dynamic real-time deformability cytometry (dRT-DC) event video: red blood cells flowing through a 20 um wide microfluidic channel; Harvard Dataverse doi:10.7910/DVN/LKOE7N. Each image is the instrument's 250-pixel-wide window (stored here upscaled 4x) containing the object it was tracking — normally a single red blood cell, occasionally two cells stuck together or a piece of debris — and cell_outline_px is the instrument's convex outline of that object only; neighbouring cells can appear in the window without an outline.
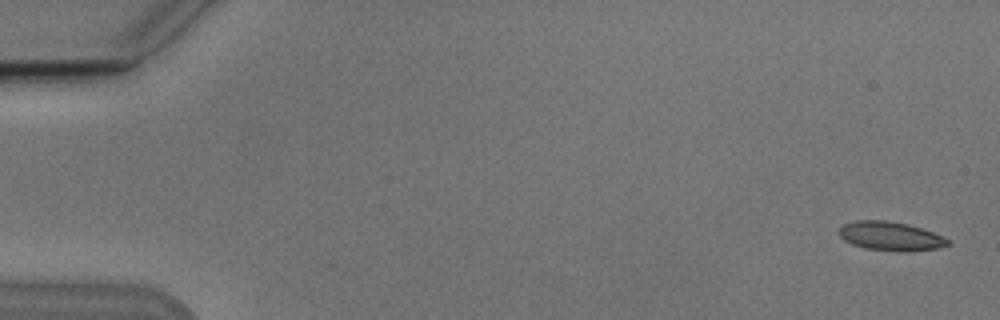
{"species": "Egyptian fruit bat (a non-hibernating species)", "species_latin": "Rousettus aegyptiacus", "temperature_condition": "cold", "stored_images_in_passage": 6, "camera_frame_rate_fps": 3000, "um_per_image_px": 0.085, "animal": {"sex": "male"}, "frame": {"image": 1, "passage_image": 1, "time_ms": 0.0, "image_size_px": [1000, 320], "cell_outline_px": [[948, 244], [936, 248], [864, 248], [852, 244], [844, 240], [840, 236], [840, 228], [844, 224], [856, 220], [884, 220], [908, 224], [932, 232], [948, 240]], "centroid_in_image_um": [75.58, 20.0], "position_along_channel_um": 9.4, "area_um2": 16.94}}